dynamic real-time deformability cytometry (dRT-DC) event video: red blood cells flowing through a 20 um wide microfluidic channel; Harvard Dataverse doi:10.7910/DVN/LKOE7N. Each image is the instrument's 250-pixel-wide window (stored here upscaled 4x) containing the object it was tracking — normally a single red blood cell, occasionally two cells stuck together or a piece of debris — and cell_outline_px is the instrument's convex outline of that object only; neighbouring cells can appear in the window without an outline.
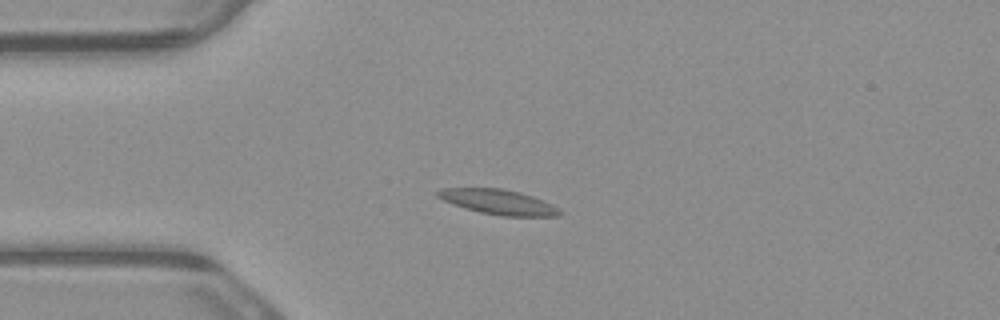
{"species": "common noctule bat (a hibernating species)", "species_latin": "Nyctalus noctula", "temperature_condition": "warm", "stored_images_in_passage": 7, "camera_frame_rate_fps": 3000, "um_per_image_px": 0.085, "animal": {"sex": "male", "body_mass_g": 23.1, "forearm_length_mm": 52.7}, "frame": {"image": 1, "passage_image": 3, "time_ms": 0.667, "image_size_px": [1000, 320], "cell_outline_px": [[564, 212], [560, 216], [500, 216], [480, 212], [464, 208], [452, 204], [436, 196], [436, 192], [440, 188], [504, 188], [520, 192], [544, 200], [560, 208]], "centroid_in_image_um": [42.4, 17.17], "position_along_channel_um": 42.6, "area_um2": 17.98}}
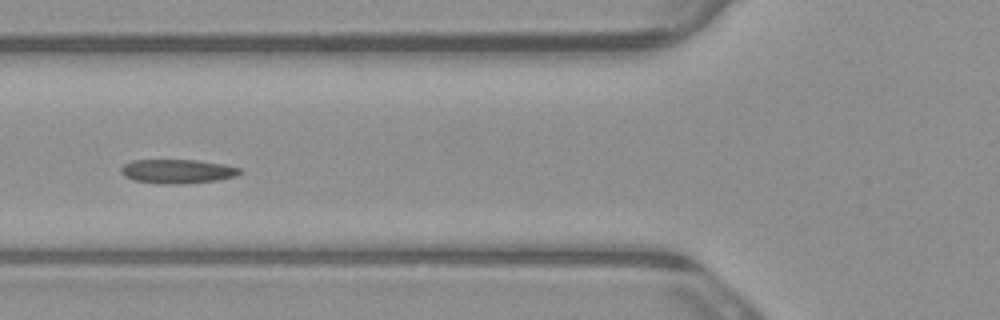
{"frame": {"image": 2, "passage_image": 5, "time_ms": 1.333, "image_size_px": [1000, 320], "cell_outline_px": [[244, 172], [236, 176], [216, 180], [180, 184], [156, 184], [132, 180], [124, 176], [120, 172], [120, 168], [124, 164], [132, 160], [196, 160], [224, 164], [240, 168]], "centroid_in_image_um": [15.05, 14.57], "position_along_channel_um": 110.7, "area_um2": 16.88}}
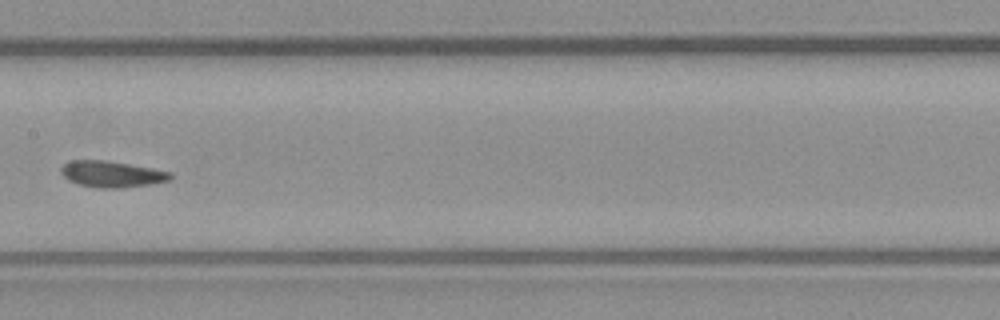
{"frame": {"image": 3, "passage_image": 7, "time_ms": 2.0, "image_size_px": [1000, 320], "cell_outline_px": [[172, 176], [168, 180], [152, 184], [116, 188], [100, 188], [80, 184], [68, 180], [60, 172], [60, 168], [68, 160], [104, 160], [152, 168], [172, 172]], "centroid_in_image_um": [9.48, 14.79], "position_along_channel_um": 197.9, "area_um2": 16.59}}